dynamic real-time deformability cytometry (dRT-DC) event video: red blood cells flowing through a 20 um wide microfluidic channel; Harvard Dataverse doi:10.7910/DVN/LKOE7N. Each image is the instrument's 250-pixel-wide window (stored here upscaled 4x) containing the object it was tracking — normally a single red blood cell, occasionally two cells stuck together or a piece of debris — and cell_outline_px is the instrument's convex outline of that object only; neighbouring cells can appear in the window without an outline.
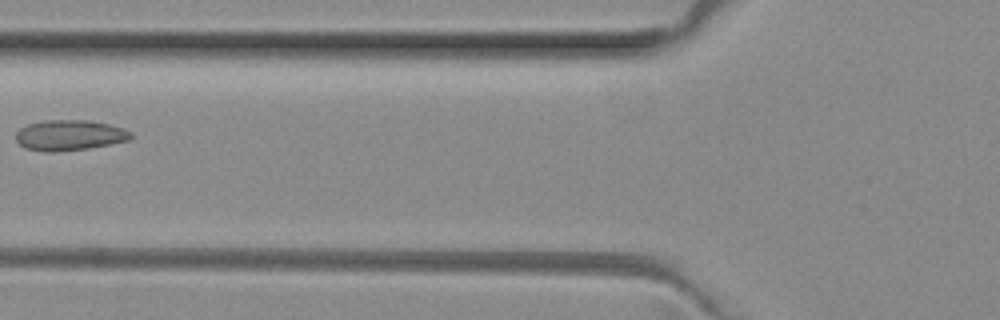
{"species": "common noctule bat (a hibernating species)", "species_latin": "Nyctalus noctula", "temperature_condition": "room temperature", "stored_images_in_passage": 6, "camera_frame_rate_fps": 3000, "um_per_image_px": 0.085, "animal": {"sex": "female", "body_mass_g": 29.2, "forearm_length_mm": 56.3}, "frame": {"image": 1, "passage_image": 6, "time_ms": 1.667, "image_size_px": [1000, 320], "cell_outline_px": [[132, 136], [128, 140], [112, 144], [88, 148], [52, 152], [48, 152], [24, 148], [16, 140], [16, 132], [20, 128], [28, 124], [44, 120], [88, 120], [108, 124], [124, 128], [132, 132]], "centroid_in_image_um": [5.91, 11.49], "position_along_channel_um": 119.9, "area_um2": 20.46}}